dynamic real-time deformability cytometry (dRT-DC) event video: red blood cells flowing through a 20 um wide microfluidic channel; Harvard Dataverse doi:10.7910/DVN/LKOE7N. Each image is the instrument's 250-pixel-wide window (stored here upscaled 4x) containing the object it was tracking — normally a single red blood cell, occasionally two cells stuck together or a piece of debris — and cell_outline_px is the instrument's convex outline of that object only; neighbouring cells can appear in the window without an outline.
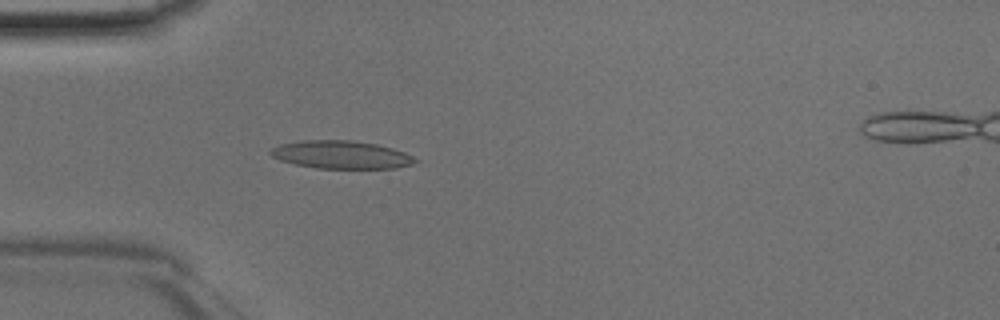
{"species": "Egyptian fruit bat (a non-hibernating species)", "species_latin": "Rousettus aegyptiacus", "temperature_condition": "room temperature", "stored_images_in_passage": 45, "segment_of_instrument_passage": [1, 2], "camera_frame_rate_fps": 3000, "um_per_image_px": 0.085, "animal": {"sex": "male"}, "frame": {"image": 1, "passage_image": 11, "time_ms": 3.333, "image_size_px": [1000, 320], "cell_outline_px": [[420, 160], [412, 164], [396, 168], [316, 168], [296, 164], [280, 160], [272, 156], [268, 152], [272, 148], [280, 144], [300, 140], [352, 140], [376, 144], [392, 148], [404, 152]], "centroid_in_image_um": [28.99, 13.14], "position_along_channel_um": 56.0, "area_um2": 23.52}}
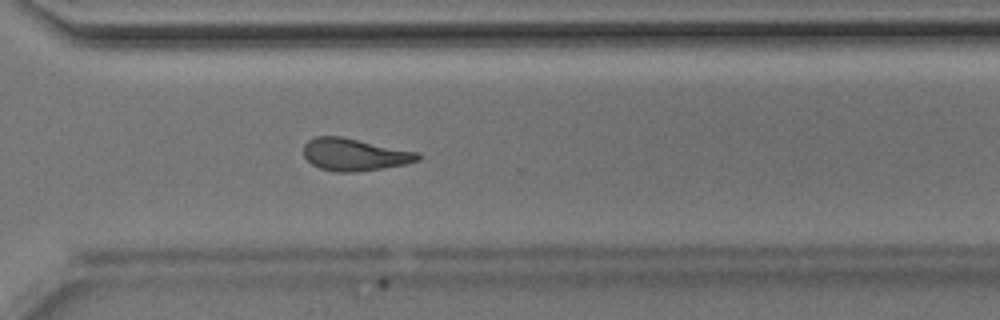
{"frame": {"image": 2, "passage_image": 31, "time_ms": 10.0, "image_size_px": [1000, 320], "cell_outline_px": [[420, 160], [404, 164], [384, 168], [352, 172], [336, 172], [320, 168], [312, 164], [304, 156], [304, 144], [308, 140], [316, 136], [340, 136], [420, 152]], "centroid_in_image_um": [30.14, 13.13], "position_along_channel_um": 340.5, "area_um2": 21.5}}
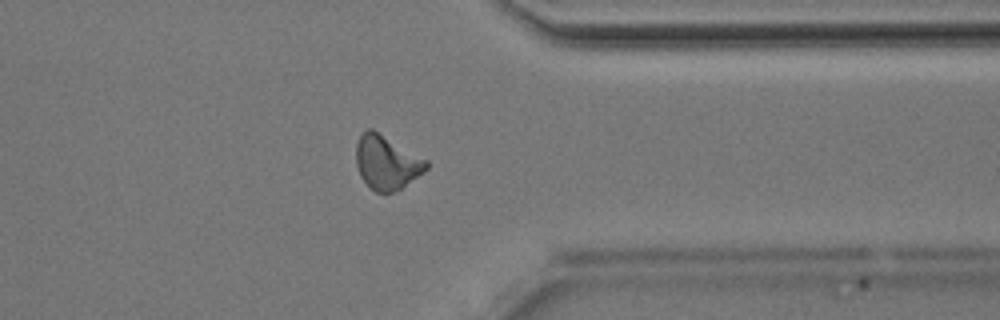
{"frame": {"image": 3, "passage_image": 34, "time_ms": 11.0, "image_size_px": [1000, 320], "cell_outline_px": [[428, 168], [424, 172], [400, 188], [392, 192], [376, 192], [360, 176], [356, 164], [356, 144], [360, 132], [364, 128], [372, 128], [428, 160]], "centroid_in_image_um": [32.84, 13.76], "position_along_channel_um": 378.6, "area_um2": 22.08}}